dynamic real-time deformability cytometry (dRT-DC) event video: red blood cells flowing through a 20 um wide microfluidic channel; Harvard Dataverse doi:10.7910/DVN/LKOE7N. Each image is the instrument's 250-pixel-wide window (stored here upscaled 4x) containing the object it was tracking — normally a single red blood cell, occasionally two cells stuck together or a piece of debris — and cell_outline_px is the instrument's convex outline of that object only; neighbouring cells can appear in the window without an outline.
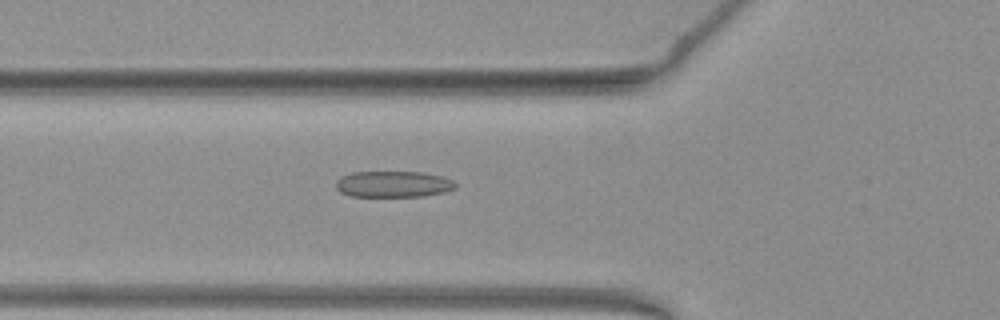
{"species": "common noctule bat (a hibernating species)", "species_latin": "Nyctalus noctula", "temperature_condition": "warm", "stored_images_in_passage": 31, "camera_frame_rate_fps": 3000, "um_per_image_px": 0.085, "animal": {"sex": "female", "body_mass_g": 19.3, "forearm_length_mm": 54.1}, "frame": {"image": 1, "passage_image": 5, "time_ms": 1.333, "image_size_px": [1000, 320], "cell_outline_px": [[456, 188], [444, 192], [424, 196], [348, 196], [340, 192], [336, 188], [336, 180], [340, 176], [352, 172], [420, 172], [444, 176], [452, 180], [456, 184]], "centroid_in_image_um": [33.41, 15.65], "position_along_channel_um": 92.4, "area_um2": 18.38}}
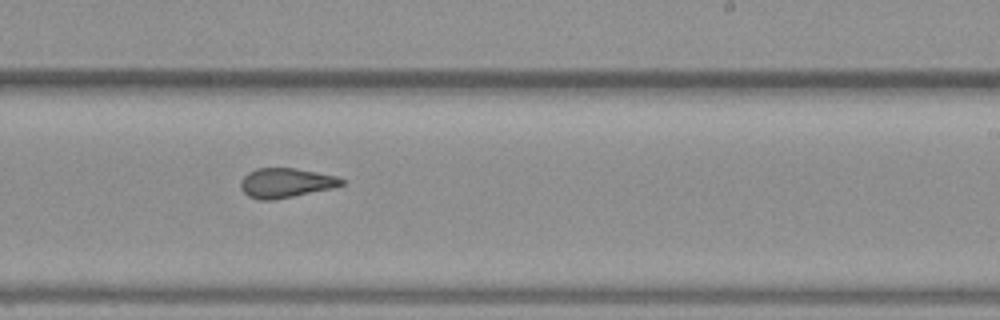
{"frame": {"image": 2, "passage_image": 18, "time_ms": 5.667, "image_size_px": [1000, 320], "cell_outline_px": [[344, 184], [332, 188], [272, 200], [260, 200], [248, 196], [240, 188], [240, 180], [248, 172], [256, 168], [296, 168], [336, 176], [344, 180]], "centroid_in_image_um": [24.26, 15.54], "position_along_channel_um": 264.7, "area_um2": 17.28}}
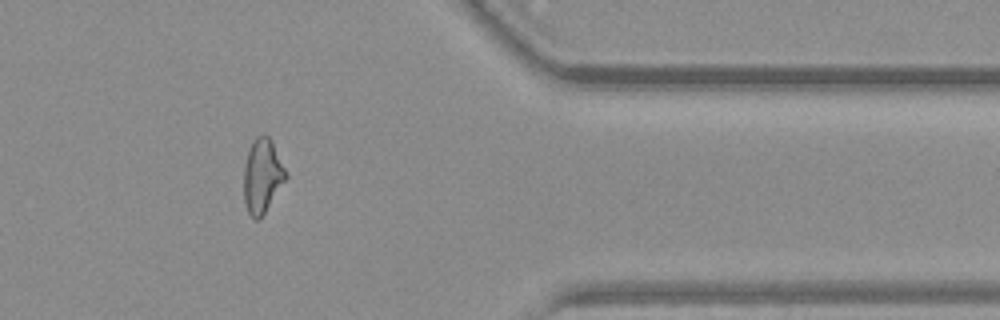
{"frame": {"image": 3, "passage_image": 29, "time_ms": 9.333, "image_size_px": [1000, 320], "cell_outline_px": [[288, 176], [260, 220], [256, 220], [248, 212], [244, 200], [244, 168], [248, 152], [256, 136], [268, 136], [272, 140], [288, 172]], "centroid_in_image_um": [22.32, 14.96], "position_along_channel_um": 389.1, "area_um2": 18.09}, "authors_computed_cell_mechanics": {"area_um2": 17.8602, "velocity_mm_per_s": 3.9718, "shape_relaxation_time_tau1_ms": null, "shape_relaxation_time_tau2_ms": 2.4053, "deformation_change_tau1": null, "deformation_change_tau2": 0.1161}}